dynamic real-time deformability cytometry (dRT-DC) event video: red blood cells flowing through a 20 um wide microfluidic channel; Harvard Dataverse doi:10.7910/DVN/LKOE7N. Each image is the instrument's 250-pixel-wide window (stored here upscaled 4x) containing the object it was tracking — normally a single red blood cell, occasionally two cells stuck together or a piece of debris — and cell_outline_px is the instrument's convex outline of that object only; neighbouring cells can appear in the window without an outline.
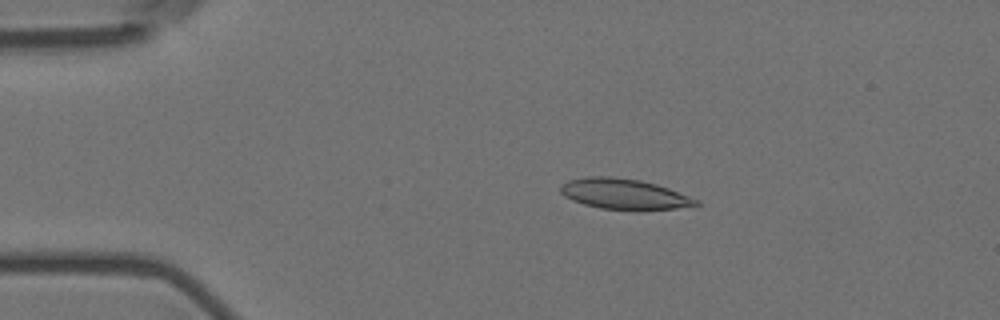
{"species": "Egyptian fruit bat (a non-hibernating species)", "species_latin": "Rousettus aegyptiacus", "temperature_condition": "room temperature", "stored_images_in_passage": 52, "camera_frame_rate_fps": 3000, "um_per_image_px": 0.085, "animal": {"sex": "female"}, "frame": {"image": 1, "passage_image": 11, "time_ms": 3.333, "image_size_px": [1000, 320], "cell_outline_px": [[700, 204], [676, 208], [640, 212], [636, 212], [600, 208], [584, 204], [572, 200], [564, 196], [560, 192], [560, 184], [568, 180], [588, 176], [608, 176], [640, 180], [656, 184], [668, 188], [700, 200]], "centroid_in_image_um": [53.05, 16.52], "position_along_channel_um": 32.0, "area_um2": 24.62}}
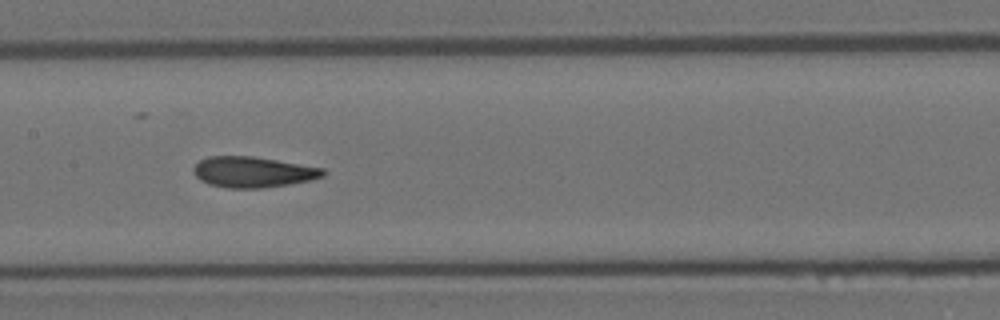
{"frame": {"image": 2, "passage_image": 28, "time_ms": 9.0, "image_size_px": [1000, 320], "cell_outline_px": [[328, 172], [324, 176], [308, 180], [288, 184], [260, 188], [228, 188], [208, 184], [200, 180], [192, 172], [192, 168], [200, 160], [208, 156], [252, 156], [324, 168]], "centroid_in_image_um": [21.47, 14.62], "position_along_channel_um": 185.9, "area_um2": 23.18}}
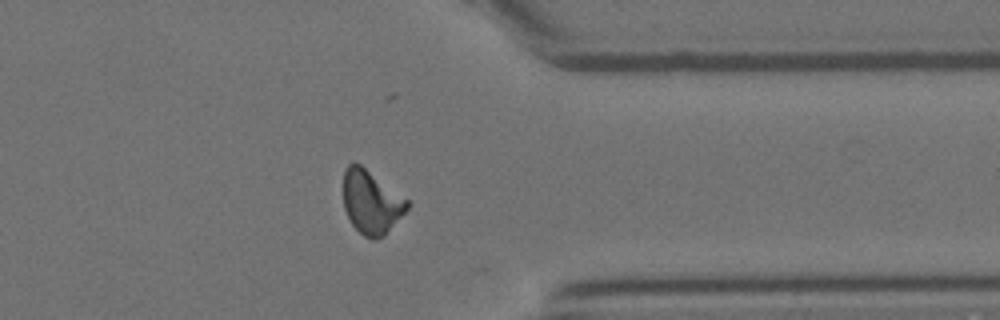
{"frame": {"image": 3, "passage_image": 45, "time_ms": 14.667, "image_size_px": [1000, 320], "cell_outline_px": [[408, 208], [384, 236], [372, 240], [364, 236], [352, 224], [344, 208], [344, 168], [348, 164], [360, 164], [408, 200]], "centroid_in_image_um": [31.54, 17.19], "position_along_channel_um": 379.9, "area_um2": 23.18}}